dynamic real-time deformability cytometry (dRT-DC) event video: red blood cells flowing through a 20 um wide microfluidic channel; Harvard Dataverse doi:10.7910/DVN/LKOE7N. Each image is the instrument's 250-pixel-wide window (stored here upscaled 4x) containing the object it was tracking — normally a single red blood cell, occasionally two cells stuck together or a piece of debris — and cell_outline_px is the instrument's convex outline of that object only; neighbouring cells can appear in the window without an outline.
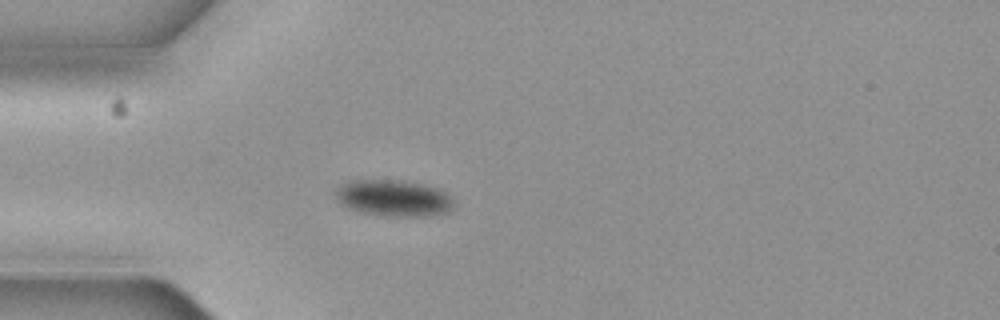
{"species": "common noctule bat (a hibernating species)", "species_latin": "Nyctalus noctula", "temperature_condition": "cold", "stored_images_in_passage": 5, "camera_frame_rate_fps": 3000, "um_per_image_px": 0.085, "animal": {"sex": "female", "body_mass_g": 19.3, "forearm_length_mm": 54.1}, "frame": {"image": 1, "passage_image": 4, "time_ms": 1.0, "image_size_px": [1000, 320], "cell_outline_px": [[452, 208], [448, 212], [424, 216], [380, 216], [360, 212], [348, 208], [340, 204], [336, 200], [336, 188], [340, 184], [348, 180], [400, 180], [424, 184], [440, 188], [452, 200]], "centroid_in_image_um": [33.4, 16.83], "position_along_channel_um": 51.6, "area_um2": 25.32}}